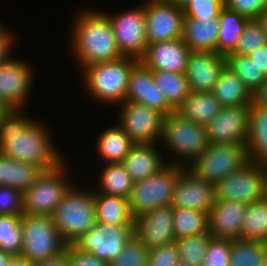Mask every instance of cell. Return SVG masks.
Listing matches in <instances>:
<instances>
[{
    "mask_svg": "<svg viewBox=\"0 0 267 266\" xmlns=\"http://www.w3.org/2000/svg\"><path fill=\"white\" fill-rule=\"evenodd\" d=\"M267 257V243L263 241H231L229 266H261Z\"/></svg>",
    "mask_w": 267,
    "mask_h": 266,
    "instance_id": "cell-36",
    "label": "cell"
},
{
    "mask_svg": "<svg viewBox=\"0 0 267 266\" xmlns=\"http://www.w3.org/2000/svg\"><path fill=\"white\" fill-rule=\"evenodd\" d=\"M250 104L225 106L206 125L209 143L246 144L249 134Z\"/></svg>",
    "mask_w": 267,
    "mask_h": 266,
    "instance_id": "cell-16",
    "label": "cell"
},
{
    "mask_svg": "<svg viewBox=\"0 0 267 266\" xmlns=\"http://www.w3.org/2000/svg\"><path fill=\"white\" fill-rule=\"evenodd\" d=\"M8 110V107L0 100V117H2Z\"/></svg>",
    "mask_w": 267,
    "mask_h": 266,
    "instance_id": "cell-55",
    "label": "cell"
},
{
    "mask_svg": "<svg viewBox=\"0 0 267 266\" xmlns=\"http://www.w3.org/2000/svg\"><path fill=\"white\" fill-rule=\"evenodd\" d=\"M253 102L263 107H267V78L261 87L253 94Z\"/></svg>",
    "mask_w": 267,
    "mask_h": 266,
    "instance_id": "cell-51",
    "label": "cell"
},
{
    "mask_svg": "<svg viewBox=\"0 0 267 266\" xmlns=\"http://www.w3.org/2000/svg\"><path fill=\"white\" fill-rule=\"evenodd\" d=\"M94 205L97 222L110 225H134L135 218L130 211L128 199L94 192Z\"/></svg>",
    "mask_w": 267,
    "mask_h": 266,
    "instance_id": "cell-29",
    "label": "cell"
},
{
    "mask_svg": "<svg viewBox=\"0 0 267 266\" xmlns=\"http://www.w3.org/2000/svg\"><path fill=\"white\" fill-rule=\"evenodd\" d=\"M175 266H189V265H187V264H185V263H182V262H179V263H177Z\"/></svg>",
    "mask_w": 267,
    "mask_h": 266,
    "instance_id": "cell-59",
    "label": "cell"
},
{
    "mask_svg": "<svg viewBox=\"0 0 267 266\" xmlns=\"http://www.w3.org/2000/svg\"><path fill=\"white\" fill-rule=\"evenodd\" d=\"M180 262L175 242L149 250L147 266H175Z\"/></svg>",
    "mask_w": 267,
    "mask_h": 266,
    "instance_id": "cell-45",
    "label": "cell"
},
{
    "mask_svg": "<svg viewBox=\"0 0 267 266\" xmlns=\"http://www.w3.org/2000/svg\"><path fill=\"white\" fill-rule=\"evenodd\" d=\"M22 216L0 215V251L12 257H19L22 252Z\"/></svg>",
    "mask_w": 267,
    "mask_h": 266,
    "instance_id": "cell-39",
    "label": "cell"
},
{
    "mask_svg": "<svg viewBox=\"0 0 267 266\" xmlns=\"http://www.w3.org/2000/svg\"><path fill=\"white\" fill-rule=\"evenodd\" d=\"M211 93L223 107L240 106L253 102V94L244 85V82L227 67L220 73Z\"/></svg>",
    "mask_w": 267,
    "mask_h": 266,
    "instance_id": "cell-31",
    "label": "cell"
},
{
    "mask_svg": "<svg viewBox=\"0 0 267 266\" xmlns=\"http://www.w3.org/2000/svg\"><path fill=\"white\" fill-rule=\"evenodd\" d=\"M175 238L208 233V213L188 208H173Z\"/></svg>",
    "mask_w": 267,
    "mask_h": 266,
    "instance_id": "cell-35",
    "label": "cell"
},
{
    "mask_svg": "<svg viewBox=\"0 0 267 266\" xmlns=\"http://www.w3.org/2000/svg\"><path fill=\"white\" fill-rule=\"evenodd\" d=\"M173 3L178 5L179 7H184L190 0H171Z\"/></svg>",
    "mask_w": 267,
    "mask_h": 266,
    "instance_id": "cell-56",
    "label": "cell"
},
{
    "mask_svg": "<svg viewBox=\"0 0 267 266\" xmlns=\"http://www.w3.org/2000/svg\"><path fill=\"white\" fill-rule=\"evenodd\" d=\"M222 107L211 92L190 91L176 111L184 118L206 126L221 111Z\"/></svg>",
    "mask_w": 267,
    "mask_h": 266,
    "instance_id": "cell-30",
    "label": "cell"
},
{
    "mask_svg": "<svg viewBox=\"0 0 267 266\" xmlns=\"http://www.w3.org/2000/svg\"><path fill=\"white\" fill-rule=\"evenodd\" d=\"M266 184H267V166H266ZM267 189V186H266Z\"/></svg>",
    "mask_w": 267,
    "mask_h": 266,
    "instance_id": "cell-60",
    "label": "cell"
},
{
    "mask_svg": "<svg viewBox=\"0 0 267 266\" xmlns=\"http://www.w3.org/2000/svg\"><path fill=\"white\" fill-rule=\"evenodd\" d=\"M113 121L115 122L114 125L109 122L110 125L100 128V131H96L97 135H95L96 139H94V145L96 146L94 147L93 145V154H96L94 159L100 160H97V166L108 163H122L135 145L117 121Z\"/></svg>",
    "mask_w": 267,
    "mask_h": 266,
    "instance_id": "cell-23",
    "label": "cell"
},
{
    "mask_svg": "<svg viewBox=\"0 0 267 266\" xmlns=\"http://www.w3.org/2000/svg\"><path fill=\"white\" fill-rule=\"evenodd\" d=\"M191 50L181 38L147 45L140 61L150 70L185 73Z\"/></svg>",
    "mask_w": 267,
    "mask_h": 266,
    "instance_id": "cell-22",
    "label": "cell"
},
{
    "mask_svg": "<svg viewBox=\"0 0 267 266\" xmlns=\"http://www.w3.org/2000/svg\"><path fill=\"white\" fill-rule=\"evenodd\" d=\"M138 61L136 58L123 56L85 67L78 73L81 90H84L82 93L88 96L92 104L113 110L125 101L129 74Z\"/></svg>",
    "mask_w": 267,
    "mask_h": 266,
    "instance_id": "cell-3",
    "label": "cell"
},
{
    "mask_svg": "<svg viewBox=\"0 0 267 266\" xmlns=\"http://www.w3.org/2000/svg\"><path fill=\"white\" fill-rule=\"evenodd\" d=\"M21 225L23 239L20 257L30 263L55 256L68 246L50 216L23 214Z\"/></svg>",
    "mask_w": 267,
    "mask_h": 266,
    "instance_id": "cell-8",
    "label": "cell"
},
{
    "mask_svg": "<svg viewBox=\"0 0 267 266\" xmlns=\"http://www.w3.org/2000/svg\"><path fill=\"white\" fill-rule=\"evenodd\" d=\"M133 227L134 225H110L97 222L73 246L109 263L120 254L124 244L133 234Z\"/></svg>",
    "mask_w": 267,
    "mask_h": 266,
    "instance_id": "cell-14",
    "label": "cell"
},
{
    "mask_svg": "<svg viewBox=\"0 0 267 266\" xmlns=\"http://www.w3.org/2000/svg\"><path fill=\"white\" fill-rule=\"evenodd\" d=\"M137 5V6H136ZM122 11L103 12L109 17L117 46L123 56L140 60L147 49L145 1Z\"/></svg>",
    "mask_w": 267,
    "mask_h": 266,
    "instance_id": "cell-11",
    "label": "cell"
},
{
    "mask_svg": "<svg viewBox=\"0 0 267 266\" xmlns=\"http://www.w3.org/2000/svg\"><path fill=\"white\" fill-rule=\"evenodd\" d=\"M225 7L249 19H258L267 9V0H224Z\"/></svg>",
    "mask_w": 267,
    "mask_h": 266,
    "instance_id": "cell-46",
    "label": "cell"
},
{
    "mask_svg": "<svg viewBox=\"0 0 267 266\" xmlns=\"http://www.w3.org/2000/svg\"><path fill=\"white\" fill-rule=\"evenodd\" d=\"M122 164L134 182L144 180L167 164L159 143L135 144Z\"/></svg>",
    "mask_w": 267,
    "mask_h": 266,
    "instance_id": "cell-24",
    "label": "cell"
},
{
    "mask_svg": "<svg viewBox=\"0 0 267 266\" xmlns=\"http://www.w3.org/2000/svg\"><path fill=\"white\" fill-rule=\"evenodd\" d=\"M231 240L211 238L202 266H229Z\"/></svg>",
    "mask_w": 267,
    "mask_h": 266,
    "instance_id": "cell-43",
    "label": "cell"
},
{
    "mask_svg": "<svg viewBox=\"0 0 267 266\" xmlns=\"http://www.w3.org/2000/svg\"><path fill=\"white\" fill-rule=\"evenodd\" d=\"M249 162L246 144L209 143L202 155L187 168L197 177L215 185Z\"/></svg>",
    "mask_w": 267,
    "mask_h": 266,
    "instance_id": "cell-9",
    "label": "cell"
},
{
    "mask_svg": "<svg viewBox=\"0 0 267 266\" xmlns=\"http://www.w3.org/2000/svg\"><path fill=\"white\" fill-rule=\"evenodd\" d=\"M80 176L81 180H77L63 195L52 216L68 246L74 245L97 223L93 188L89 185L88 179H82V175Z\"/></svg>",
    "mask_w": 267,
    "mask_h": 266,
    "instance_id": "cell-5",
    "label": "cell"
},
{
    "mask_svg": "<svg viewBox=\"0 0 267 266\" xmlns=\"http://www.w3.org/2000/svg\"><path fill=\"white\" fill-rule=\"evenodd\" d=\"M32 115L27 109H9L0 117V153L39 166L44 171L71 159L58 148L53 127L43 118Z\"/></svg>",
    "mask_w": 267,
    "mask_h": 266,
    "instance_id": "cell-1",
    "label": "cell"
},
{
    "mask_svg": "<svg viewBox=\"0 0 267 266\" xmlns=\"http://www.w3.org/2000/svg\"><path fill=\"white\" fill-rule=\"evenodd\" d=\"M155 83L164 93L167 102L176 110L189 95V85L184 73L151 70Z\"/></svg>",
    "mask_w": 267,
    "mask_h": 266,
    "instance_id": "cell-34",
    "label": "cell"
},
{
    "mask_svg": "<svg viewBox=\"0 0 267 266\" xmlns=\"http://www.w3.org/2000/svg\"><path fill=\"white\" fill-rule=\"evenodd\" d=\"M15 55L0 64V100L8 109H28L30 97L35 96L32 91L36 87L34 82L39 68L28 59Z\"/></svg>",
    "mask_w": 267,
    "mask_h": 266,
    "instance_id": "cell-10",
    "label": "cell"
},
{
    "mask_svg": "<svg viewBox=\"0 0 267 266\" xmlns=\"http://www.w3.org/2000/svg\"><path fill=\"white\" fill-rule=\"evenodd\" d=\"M82 7L73 13V19L69 20L70 23L67 22L69 26L66 30L69 56H72V61L77 66L75 69L80 70L78 72L85 67L123 57L112 24L103 9L87 5Z\"/></svg>",
    "mask_w": 267,
    "mask_h": 266,
    "instance_id": "cell-2",
    "label": "cell"
},
{
    "mask_svg": "<svg viewBox=\"0 0 267 266\" xmlns=\"http://www.w3.org/2000/svg\"><path fill=\"white\" fill-rule=\"evenodd\" d=\"M208 145L206 126L184 118L176 110L164 116L159 146L167 163L187 168Z\"/></svg>",
    "mask_w": 267,
    "mask_h": 266,
    "instance_id": "cell-4",
    "label": "cell"
},
{
    "mask_svg": "<svg viewBox=\"0 0 267 266\" xmlns=\"http://www.w3.org/2000/svg\"><path fill=\"white\" fill-rule=\"evenodd\" d=\"M246 146L251 162L267 166V107L254 102L250 104Z\"/></svg>",
    "mask_w": 267,
    "mask_h": 266,
    "instance_id": "cell-27",
    "label": "cell"
},
{
    "mask_svg": "<svg viewBox=\"0 0 267 266\" xmlns=\"http://www.w3.org/2000/svg\"><path fill=\"white\" fill-rule=\"evenodd\" d=\"M0 215H23V193L13 187L0 186Z\"/></svg>",
    "mask_w": 267,
    "mask_h": 266,
    "instance_id": "cell-44",
    "label": "cell"
},
{
    "mask_svg": "<svg viewBox=\"0 0 267 266\" xmlns=\"http://www.w3.org/2000/svg\"><path fill=\"white\" fill-rule=\"evenodd\" d=\"M250 19L224 7L219 15L217 53L226 56L232 53Z\"/></svg>",
    "mask_w": 267,
    "mask_h": 266,
    "instance_id": "cell-32",
    "label": "cell"
},
{
    "mask_svg": "<svg viewBox=\"0 0 267 266\" xmlns=\"http://www.w3.org/2000/svg\"><path fill=\"white\" fill-rule=\"evenodd\" d=\"M258 21L262 24L265 32L267 33V9H265L258 17Z\"/></svg>",
    "mask_w": 267,
    "mask_h": 266,
    "instance_id": "cell-53",
    "label": "cell"
},
{
    "mask_svg": "<svg viewBox=\"0 0 267 266\" xmlns=\"http://www.w3.org/2000/svg\"><path fill=\"white\" fill-rule=\"evenodd\" d=\"M6 23L7 22L4 20V18L1 19V15H0V33L8 26V24H6Z\"/></svg>",
    "mask_w": 267,
    "mask_h": 266,
    "instance_id": "cell-57",
    "label": "cell"
},
{
    "mask_svg": "<svg viewBox=\"0 0 267 266\" xmlns=\"http://www.w3.org/2000/svg\"><path fill=\"white\" fill-rule=\"evenodd\" d=\"M212 236L209 233L175 239L180 262L189 266H202Z\"/></svg>",
    "mask_w": 267,
    "mask_h": 266,
    "instance_id": "cell-38",
    "label": "cell"
},
{
    "mask_svg": "<svg viewBox=\"0 0 267 266\" xmlns=\"http://www.w3.org/2000/svg\"><path fill=\"white\" fill-rule=\"evenodd\" d=\"M266 186V166L250 161L214 185L215 200L250 204L267 196Z\"/></svg>",
    "mask_w": 267,
    "mask_h": 266,
    "instance_id": "cell-12",
    "label": "cell"
},
{
    "mask_svg": "<svg viewBox=\"0 0 267 266\" xmlns=\"http://www.w3.org/2000/svg\"><path fill=\"white\" fill-rule=\"evenodd\" d=\"M133 235L149 250L173 243V207H158L136 217Z\"/></svg>",
    "mask_w": 267,
    "mask_h": 266,
    "instance_id": "cell-17",
    "label": "cell"
},
{
    "mask_svg": "<svg viewBox=\"0 0 267 266\" xmlns=\"http://www.w3.org/2000/svg\"><path fill=\"white\" fill-rule=\"evenodd\" d=\"M43 172L39 166L16 161L0 153V186L13 187L23 193Z\"/></svg>",
    "mask_w": 267,
    "mask_h": 266,
    "instance_id": "cell-28",
    "label": "cell"
},
{
    "mask_svg": "<svg viewBox=\"0 0 267 266\" xmlns=\"http://www.w3.org/2000/svg\"><path fill=\"white\" fill-rule=\"evenodd\" d=\"M149 249L133 234L108 266H147Z\"/></svg>",
    "mask_w": 267,
    "mask_h": 266,
    "instance_id": "cell-41",
    "label": "cell"
},
{
    "mask_svg": "<svg viewBox=\"0 0 267 266\" xmlns=\"http://www.w3.org/2000/svg\"><path fill=\"white\" fill-rule=\"evenodd\" d=\"M226 67V58L217 52L191 51L185 69L189 90L212 92L220 73Z\"/></svg>",
    "mask_w": 267,
    "mask_h": 266,
    "instance_id": "cell-20",
    "label": "cell"
},
{
    "mask_svg": "<svg viewBox=\"0 0 267 266\" xmlns=\"http://www.w3.org/2000/svg\"><path fill=\"white\" fill-rule=\"evenodd\" d=\"M183 167L167 163L153 175L134 182L128 202L134 218L172 203L175 184Z\"/></svg>",
    "mask_w": 267,
    "mask_h": 266,
    "instance_id": "cell-7",
    "label": "cell"
},
{
    "mask_svg": "<svg viewBox=\"0 0 267 266\" xmlns=\"http://www.w3.org/2000/svg\"><path fill=\"white\" fill-rule=\"evenodd\" d=\"M259 69L267 75V45L254 50V52L247 55Z\"/></svg>",
    "mask_w": 267,
    "mask_h": 266,
    "instance_id": "cell-50",
    "label": "cell"
},
{
    "mask_svg": "<svg viewBox=\"0 0 267 266\" xmlns=\"http://www.w3.org/2000/svg\"><path fill=\"white\" fill-rule=\"evenodd\" d=\"M267 45V33L258 19H250L243 33L240 35L238 44L232 53L248 55L254 50Z\"/></svg>",
    "mask_w": 267,
    "mask_h": 266,
    "instance_id": "cell-40",
    "label": "cell"
},
{
    "mask_svg": "<svg viewBox=\"0 0 267 266\" xmlns=\"http://www.w3.org/2000/svg\"><path fill=\"white\" fill-rule=\"evenodd\" d=\"M148 44L182 37L184 10L171 0L145 1Z\"/></svg>",
    "mask_w": 267,
    "mask_h": 266,
    "instance_id": "cell-15",
    "label": "cell"
},
{
    "mask_svg": "<svg viewBox=\"0 0 267 266\" xmlns=\"http://www.w3.org/2000/svg\"><path fill=\"white\" fill-rule=\"evenodd\" d=\"M12 258L11 255L0 251V266H6L7 262Z\"/></svg>",
    "mask_w": 267,
    "mask_h": 266,
    "instance_id": "cell-54",
    "label": "cell"
},
{
    "mask_svg": "<svg viewBox=\"0 0 267 266\" xmlns=\"http://www.w3.org/2000/svg\"><path fill=\"white\" fill-rule=\"evenodd\" d=\"M224 7V0H190L183 7L184 18L208 20L219 17Z\"/></svg>",
    "mask_w": 267,
    "mask_h": 266,
    "instance_id": "cell-42",
    "label": "cell"
},
{
    "mask_svg": "<svg viewBox=\"0 0 267 266\" xmlns=\"http://www.w3.org/2000/svg\"><path fill=\"white\" fill-rule=\"evenodd\" d=\"M125 101L146 105L164 115L175 111L167 102L162 90L155 83L152 71L140 60L130 71Z\"/></svg>",
    "mask_w": 267,
    "mask_h": 266,
    "instance_id": "cell-19",
    "label": "cell"
},
{
    "mask_svg": "<svg viewBox=\"0 0 267 266\" xmlns=\"http://www.w3.org/2000/svg\"><path fill=\"white\" fill-rule=\"evenodd\" d=\"M261 266H267V257L263 260V262L261 263Z\"/></svg>",
    "mask_w": 267,
    "mask_h": 266,
    "instance_id": "cell-58",
    "label": "cell"
},
{
    "mask_svg": "<svg viewBox=\"0 0 267 266\" xmlns=\"http://www.w3.org/2000/svg\"><path fill=\"white\" fill-rule=\"evenodd\" d=\"M226 67L235 73L254 94L266 80L265 74L247 55L229 53L225 56Z\"/></svg>",
    "mask_w": 267,
    "mask_h": 266,
    "instance_id": "cell-37",
    "label": "cell"
},
{
    "mask_svg": "<svg viewBox=\"0 0 267 266\" xmlns=\"http://www.w3.org/2000/svg\"><path fill=\"white\" fill-rule=\"evenodd\" d=\"M33 266H69L68 246L55 256L32 263Z\"/></svg>",
    "mask_w": 267,
    "mask_h": 266,
    "instance_id": "cell-49",
    "label": "cell"
},
{
    "mask_svg": "<svg viewBox=\"0 0 267 266\" xmlns=\"http://www.w3.org/2000/svg\"><path fill=\"white\" fill-rule=\"evenodd\" d=\"M219 17L208 20L184 18L183 42L191 51L217 52Z\"/></svg>",
    "mask_w": 267,
    "mask_h": 266,
    "instance_id": "cell-26",
    "label": "cell"
},
{
    "mask_svg": "<svg viewBox=\"0 0 267 266\" xmlns=\"http://www.w3.org/2000/svg\"><path fill=\"white\" fill-rule=\"evenodd\" d=\"M240 239L267 243V196L247 204Z\"/></svg>",
    "mask_w": 267,
    "mask_h": 266,
    "instance_id": "cell-33",
    "label": "cell"
},
{
    "mask_svg": "<svg viewBox=\"0 0 267 266\" xmlns=\"http://www.w3.org/2000/svg\"><path fill=\"white\" fill-rule=\"evenodd\" d=\"M113 111H115L114 115H117V119L114 120L135 144L160 142L165 115L158 110L135 102L124 101Z\"/></svg>",
    "mask_w": 267,
    "mask_h": 266,
    "instance_id": "cell-13",
    "label": "cell"
},
{
    "mask_svg": "<svg viewBox=\"0 0 267 266\" xmlns=\"http://www.w3.org/2000/svg\"><path fill=\"white\" fill-rule=\"evenodd\" d=\"M214 203V185L183 167L174 187L171 206L209 213Z\"/></svg>",
    "mask_w": 267,
    "mask_h": 266,
    "instance_id": "cell-18",
    "label": "cell"
},
{
    "mask_svg": "<svg viewBox=\"0 0 267 266\" xmlns=\"http://www.w3.org/2000/svg\"><path fill=\"white\" fill-rule=\"evenodd\" d=\"M246 207L240 201L215 200L208 213V233L218 239H240Z\"/></svg>",
    "mask_w": 267,
    "mask_h": 266,
    "instance_id": "cell-21",
    "label": "cell"
},
{
    "mask_svg": "<svg viewBox=\"0 0 267 266\" xmlns=\"http://www.w3.org/2000/svg\"><path fill=\"white\" fill-rule=\"evenodd\" d=\"M71 163L74 164L69 159L55 169L44 171L23 192V214L53 216L63 195L77 181V178L79 179V172L78 174L76 172V179L74 178L75 166Z\"/></svg>",
    "mask_w": 267,
    "mask_h": 266,
    "instance_id": "cell-6",
    "label": "cell"
},
{
    "mask_svg": "<svg viewBox=\"0 0 267 266\" xmlns=\"http://www.w3.org/2000/svg\"><path fill=\"white\" fill-rule=\"evenodd\" d=\"M17 36H19L17 32L14 31L13 27L11 29L9 25L0 33V64L8 61L13 54H16L14 49L19 44Z\"/></svg>",
    "mask_w": 267,
    "mask_h": 266,
    "instance_id": "cell-47",
    "label": "cell"
},
{
    "mask_svg": "<svg viewBox=\"0 0 267 266\" xmlns=\"http://www.w3.org/2000/svg\"><path fill=\"white\" fill-rule=\"evenodd\" d=\"M6 266H33L32 263L26 261L22 257H12L6 264Z\"/></svg>",
    "mask_w": 267,
    "mask_h": 266,
    "instance_id": "cell-52",
    "label": "cell"
},
{
    "mask_svg": "<svg viewBox=\"0 0 267 266\" xmlns=\"http://www.w3.org/2000/svg\"><path fill=\"white\" fill-rule=\"evenodd\" d=\"M69 266H108V263L95 257L92 253H86L76 249L73 245L68 246Z\"/></svg>",
    "mask_w": 267,
    "mask_h": 266,
    "instance_id": "cell-48",
    "label": "cell"
},
{
    "mask_svg": "<svg viewBox=\"0 0 267 266\" xmlns=\"http://www.w3.org/2000/svg\"><path fill=\"white\" fill-rule=\"evenodd\" d=\"M101 165L97 167L98 171L96 169L95 172H92L93 175L91 174L90 177L84 176L85 178H90L89 184H92L93 192H100L128 199L131 189L134 186V181L126 172L124 165L122 163ZM92 176H94L95 179L92 180Z\"/></svg>",
    "mask_w": 267,
    "mask_h": 266,
    "instance_id": "cell-25",
    "label": "cell"
}]
</instances>
